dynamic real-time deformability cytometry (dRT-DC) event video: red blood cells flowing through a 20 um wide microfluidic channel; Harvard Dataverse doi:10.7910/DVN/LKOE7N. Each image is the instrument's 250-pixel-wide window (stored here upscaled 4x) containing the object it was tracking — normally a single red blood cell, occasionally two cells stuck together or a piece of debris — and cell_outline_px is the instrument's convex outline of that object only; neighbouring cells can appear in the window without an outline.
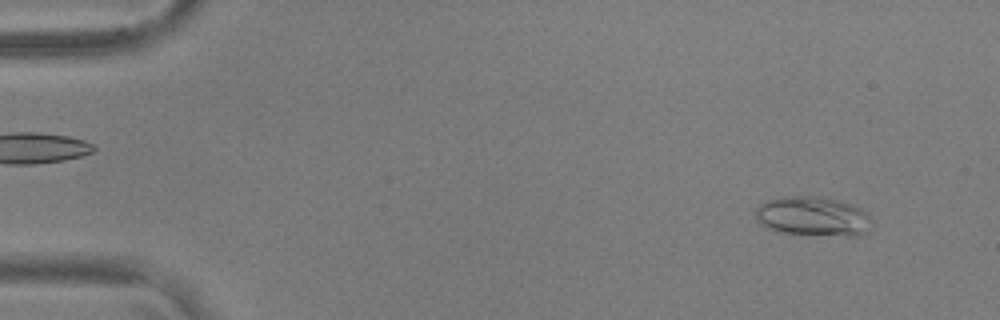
{"species": "common noctule bat (a hibernating species)", "species_latin": "Nyctalus noctula", "temperature_condition": "warm", "stored_images_in_passage": 54, "camera_frame_rate_fps": 3000, "um_per_image_px": 0.085, "animal": {"sex": "male", "body_mass_g": 17.9, "forearm_length_mm": 54.2}, "frame": {"image": 1, "passage_image": 4, "time_ms": 1.0, "image_size_px": [1000, 320], "cell_outline_px": [[872, 220], [868, 232], [856, 236], [848, 236], [780, 232], [760, 224], [756, 220], [756, 208], [760, 204], [768, 200], [784, 196], [820, 196], [840, 200], [852, 204], [860, 208]], "centroid_in_image_um": [69.11, 18.38], "position_along_channel_um": 15.9, "area_um2": 26.7}}
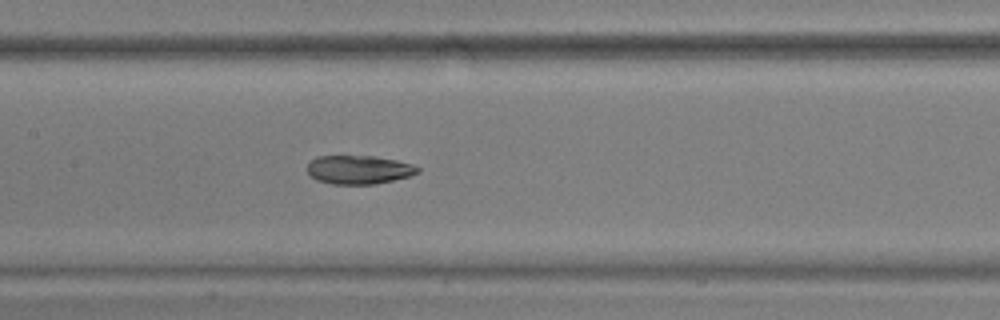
{"frame": {"image": 2, "passage_image": 26, "time_ms": 8.333, "image_size_px": [1000, 320], "cell_outline_px": [[420, 172], [408, 176], [376, 184], [332, 184], [316, 180], [308, 172], [308, 164], [316, 156], [372, 156], [396, 160], [412, 164], [420, 168]], "centroid_in_image_um": [30.5, 14.42], "position_along_channel_um": 176.9, "area_um2": 18.32}}
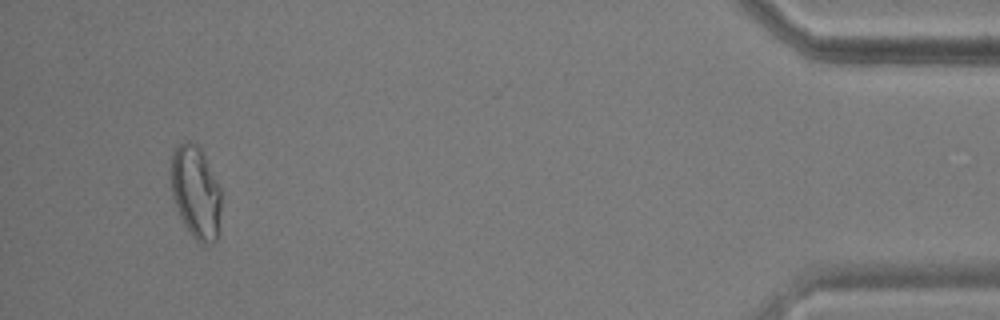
{"frame": {"image": 3, "passage_image": 51, "time_ms": 16.667, "image_size_px": [1000, 320], "cell_outline_px": [[220, 212], [216, 240], [212, 244], [200, 244], [192, 236], [184, 224], [180, 216], [172, 196], [172, 156], [176, 148], [180, 144], [188, 140], [196, 144], [200, 148], [220, 188]], "centroid_in_image_um": [16.64, 16.38], "position_along_channel_um": 418.6, "area_um2": 26.59}, "authors_computed_cell_mechanics": {"area_um2": 21.3571, "velocity_mm_per_s": 3.702, "shape_relaxation_time_tau1_ms": 10.1353, "shape_relaxation_time_tau2_ms": 1.0309, "deformation_change_tau1": 0.2779, "deformation_change_tau2": 0.0629}}